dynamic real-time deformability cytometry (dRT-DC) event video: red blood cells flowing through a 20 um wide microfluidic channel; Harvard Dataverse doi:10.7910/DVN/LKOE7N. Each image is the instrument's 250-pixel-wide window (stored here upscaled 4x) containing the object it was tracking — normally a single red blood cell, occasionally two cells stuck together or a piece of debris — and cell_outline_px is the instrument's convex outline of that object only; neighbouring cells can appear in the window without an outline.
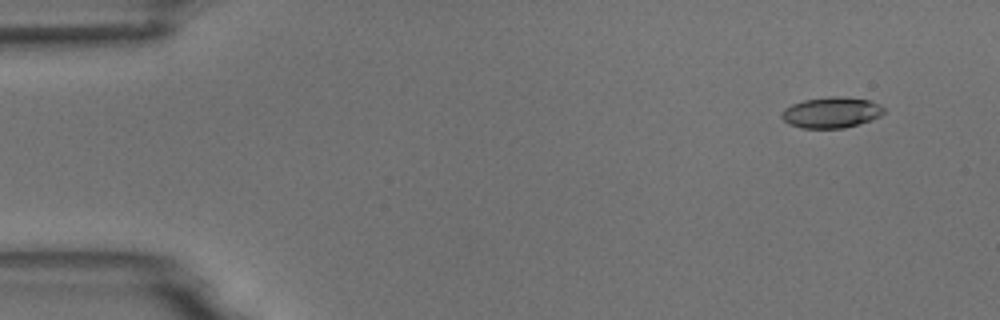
{"species": "common noctule bat (a hibernating species)", "species_latin": "Nyctalus noctula", "temperature_condition": "room temperature", "stored_images_in_passage": 5, "camera_frame_rate_fps": 3000, "um_per_image_px": 0.085, "animal": {"sex": "male", "body_mass_g": 18.8}, "frame": {"image": 1, "passage_image": 2, "time_ms": 1.333, "image_size_px": [1000, 320], "cell_outline_px": [[884, 112], [880, 116], [872, 120], [860, 124], [844, 128], [800, 128], [788, 124], [780, 116], [784, 108], [792, 104], [804, 100], [832, 96], [836, 96], [868, 100], [880, 104], [884, 108]], "centroid_in_image_um": [70.66, 9.57], "position_along_channel_um": 14.3, "area_um2": 18.44}}
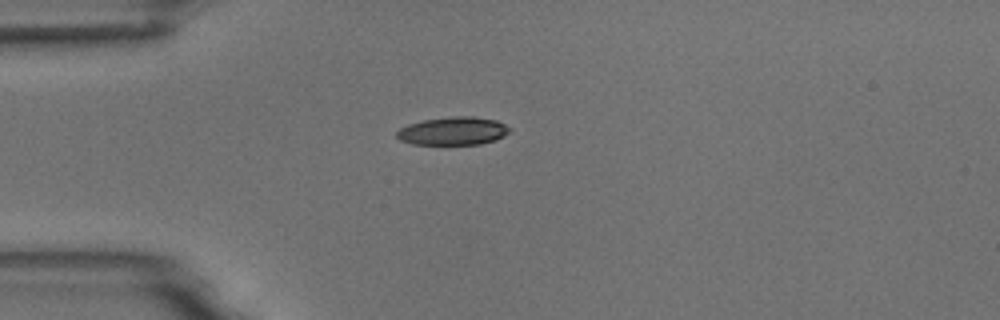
{"frame": {"image": 2, "passage_image": 5, "time_ms": 4.667, "image_size_px": [1000, 320], "cell_outline_px": [[512, 132], [496, 140], [480, 144], [412, 144], [400, 140], [396, 136], [396, 132], [400, 128], [408, 124], [424, 120], [452, 116], [472, 116], [496, 120], [512, 128]], "centroid_in_image_um": [38.55, 11.13], "position_along_channel_um": 46.5, "area_um2": 18.61}}